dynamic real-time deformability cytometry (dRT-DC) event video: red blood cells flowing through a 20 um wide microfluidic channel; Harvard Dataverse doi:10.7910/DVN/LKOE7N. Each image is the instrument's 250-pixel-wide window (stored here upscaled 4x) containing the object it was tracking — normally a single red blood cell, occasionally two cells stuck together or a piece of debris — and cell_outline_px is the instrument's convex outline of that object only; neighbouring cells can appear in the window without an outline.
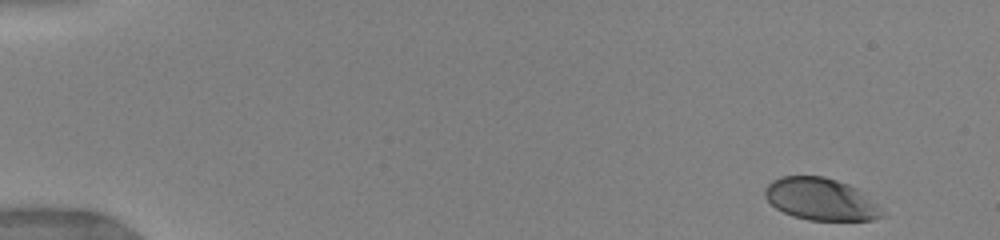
{"species": "human", "species_latin": "Homo sapiens", "temperature_condition": "warm", "stored_images_in_passage": 35, "camera_frame_rate_fps": 3000, "um_per_image_px": 0.085, "donor": {"sex": "female"}, "frame": {"image": 1, "passage_image": 1, "time_ms": 0.0, "image_size_px": [1000, 240], "cell_outline_px": [[884, 216], [872, 220], [808, 220], [792, 216], [776, 208], [764, 196], [764, 188], [772, 180], [784, 176], [824, 176], [848, 184], [864, 192], [880, 208]], "centroid_in_image_um": [69.75, 16.93], "position_along_channel_um": 15.3, "area_um2": 28.73}}
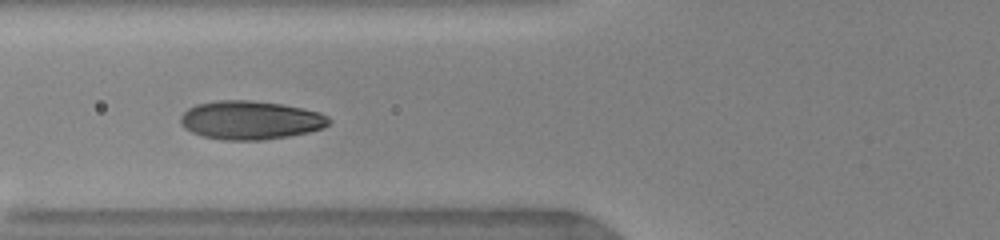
{"frame": {"image": 2, "passage_image": 15, "time_ms": 5.667, "image_size_px": [1000, 240], "cell_outline_px": [[332, 120], [324, 128], [308, 132], [288, 136], [260, 140], [224, 140], [200, 136], [184, 128], [180, 124], [180, 116], [188, 108], [196, 104], [216, 100], [252, 100], [280, 104], [320, 112], [328, 116]], "centroid_in_image_um": [21.26, 10.21], "position_along_channel_um": 104.5, "area_um2": 33.52}}
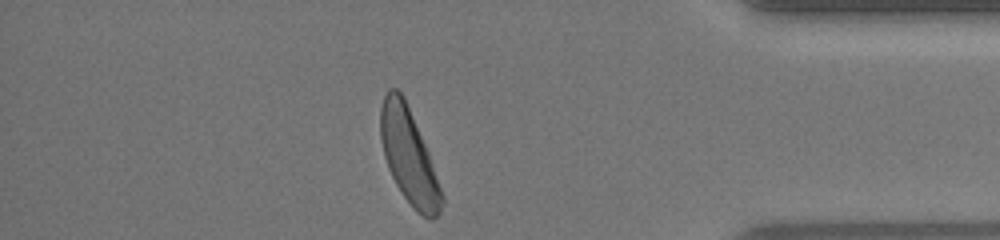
{"frame": {"image": 3, "passage_image": 34, "time_ms": 13.667, "image_size_px": [1000, 240], "cell_outline_px": [[444, 204], [440, 212], [432, 220], [428, 220], [416, 212], [404, 196], [396, 184], [388, 168], [384, 156], [380, 140], [380, 108], [384, 96], [388, 88], [396, 88], [404, 96], [428, 152], [444, 196]], "centroid_in_image_um": [34.75, 13.3], "position_along_channel_um": 400.5, "area_um2": 33.76}, "authors_computed_cell_mechanics": {"area_um2": 32.657, "velocity_mm_per_s": 4.0112, "shape_relaxation_time_tau1_ms": 1.6411, "shape_relaxation_time_tau2_ms": null, "deformation_change_tau1": 0.1535, "deformation_change_tau2": null}}